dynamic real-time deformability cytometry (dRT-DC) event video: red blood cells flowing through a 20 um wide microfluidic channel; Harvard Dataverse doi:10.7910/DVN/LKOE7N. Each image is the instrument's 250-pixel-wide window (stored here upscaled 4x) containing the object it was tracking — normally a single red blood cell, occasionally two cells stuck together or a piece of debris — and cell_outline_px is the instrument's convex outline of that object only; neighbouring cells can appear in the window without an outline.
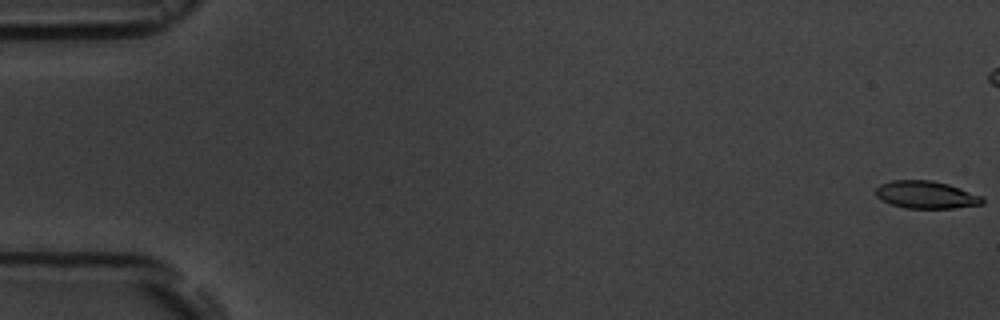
{"species": "common noctule bat (a hibernating species)", "species_latin": "Nyctalus noctula", "temperature_condition": "room temperature", "stored_images_in_passage": 45, "camera_frame_rate_fps": 3000, "um_per_image_px": 0.085, "animal": {"sex": "male", "body_mass_g": 19.5, "forearm_length_mm": 54.6}, "frame": {"image": 1, "passage_image": 1, "time_ms": 0.0, "image_size_px": [1000, 320], "cell_outline_px": [[984, 204], [952, 208], [908, 208], [892, 204], [876, 196], [876, 188], [880, 184], [892, 180], [932, 180], [948, 184], [984, 196]], "centroid_in_image_um": [78.76, 16.55], "position_along_channel_um": 6.2, "area_um2": 17.05}}
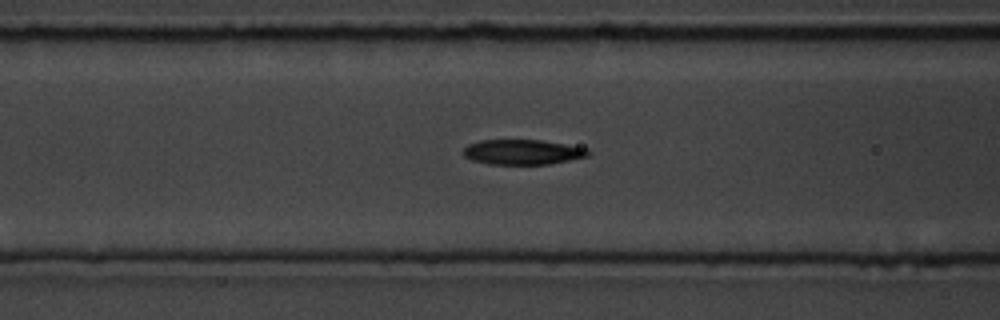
{"frame": {"image": 2, "passage_image": 23, "time_ms": 7.333, "image_size_px": [1000, 320], "cell_outline_px": [[588, 156], [548, 164], [488, 164], [472, 160], [464, 156], [464, 148], [468, 144], [480, 140], [540, 140], [588, 148]], "centroid_in_image_um": [44.39, 12.92], "position_along_channel_um": 122.2, "area_um2": 18.03}}
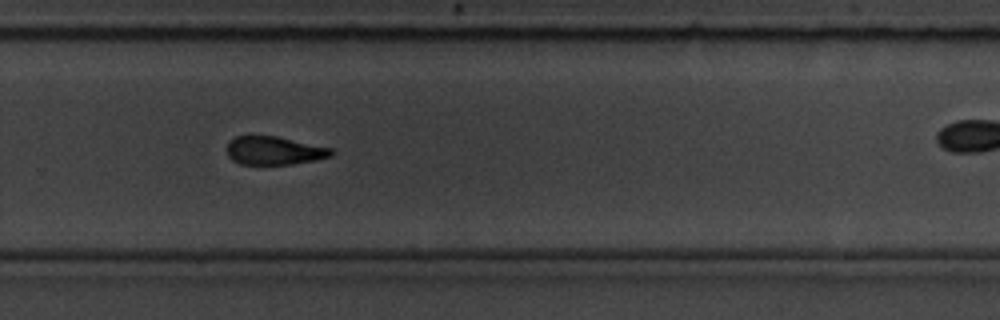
{"frame": {"image": 3, "passage_image": 38, "time_ms": 12.333, "image_size_px": [1000, 320], "cell_outline_px": [[336, 152], [332, 156], [316, 160], [292, 164], [240, 164], [232, 160], [228, 156], [228, 140], [236, 136], [252, 132], [276, 136], [332, 148]], "centroid_in_image_um": [23.27, 12.76], "position_along_channel_um": 306.5, "area_um2": 17.86}}